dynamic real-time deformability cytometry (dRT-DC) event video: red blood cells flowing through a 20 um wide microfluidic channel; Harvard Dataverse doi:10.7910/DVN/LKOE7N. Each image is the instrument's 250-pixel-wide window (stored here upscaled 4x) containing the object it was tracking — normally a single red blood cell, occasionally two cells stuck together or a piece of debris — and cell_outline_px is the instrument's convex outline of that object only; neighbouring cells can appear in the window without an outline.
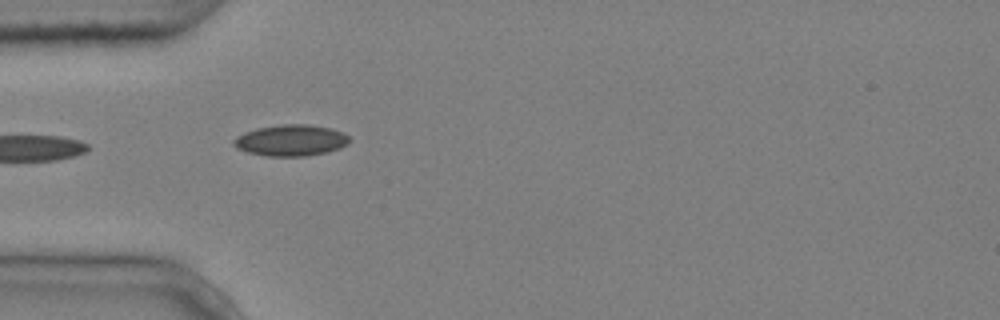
{"species": "common noctule bat (a hibernating species)", "species_latin": "Nyctalus noctula", "temperature_condition": "cold", "stored_images_in_passage": 5, "camera_frame_rate_fps": 3000, "um_per_image_px": 0.085, "animal": {"sex": "male", "body_mass_g": 20.4}, "frame": {"image": 1, "passage_image": 5, "time_ms": 1.333, "image_size_px": [1000, 320], "cell_outline_px": [[352, 140], [348, 144], [340, 148], [328, 152], [308, 156], [268, 156], [248, 152], [236, 148], [232, 144], [232, 140], [236, 136], [244, 132], [256, 128], [284, 124], [308, 124], [328, 128], [340, 132], [348, 136]], "centroid_in_image_um": [24.71, 11.93], "position_along_channel_um": 60.3, "area_um2": 21.15}}